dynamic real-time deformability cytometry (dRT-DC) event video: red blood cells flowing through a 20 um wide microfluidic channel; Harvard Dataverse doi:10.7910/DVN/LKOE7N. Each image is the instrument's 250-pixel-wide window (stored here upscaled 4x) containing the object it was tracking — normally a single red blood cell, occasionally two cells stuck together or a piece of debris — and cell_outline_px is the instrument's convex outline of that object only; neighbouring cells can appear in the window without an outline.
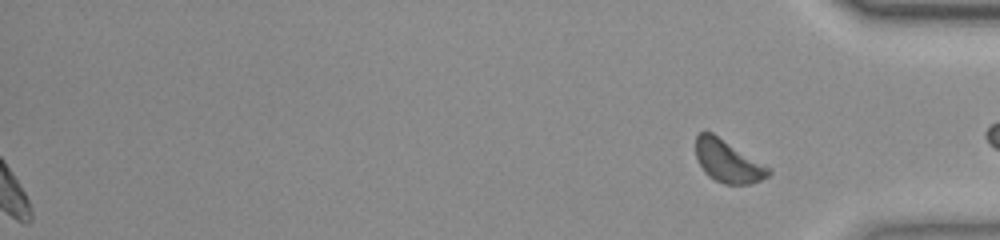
{"species": "common noctule bat (a hibernating species)", "species_latin": "Nyctalus noctula", "temperature_condition": "room temperature", "stored_images_in_passage": 46, "segment_of_instrument_passage": [2, 2], "camera_frame_rate_fps": 3000, "um_per_image_px": 0.085, "animal": {"sex": "female", "body_mass_g": 23.0, "forearm_length_mm": 53.4}, "frame": {"image": 1, "passage_image": 46, "time_ms": 15.0, "image_size_px": [1000, 240], "cell_outline_px": [[772, 172], [768, 176], [760, 180], [748, 184], [724, 184], [708, 176], [704, 172], [696, 156], [696, 136], [700, 132], [712, 132], [772, 168]], "centroid_in_image_um": [61.89, 13.7], "position_along_channel_um": 373.3, "area_um2": 17.98}}